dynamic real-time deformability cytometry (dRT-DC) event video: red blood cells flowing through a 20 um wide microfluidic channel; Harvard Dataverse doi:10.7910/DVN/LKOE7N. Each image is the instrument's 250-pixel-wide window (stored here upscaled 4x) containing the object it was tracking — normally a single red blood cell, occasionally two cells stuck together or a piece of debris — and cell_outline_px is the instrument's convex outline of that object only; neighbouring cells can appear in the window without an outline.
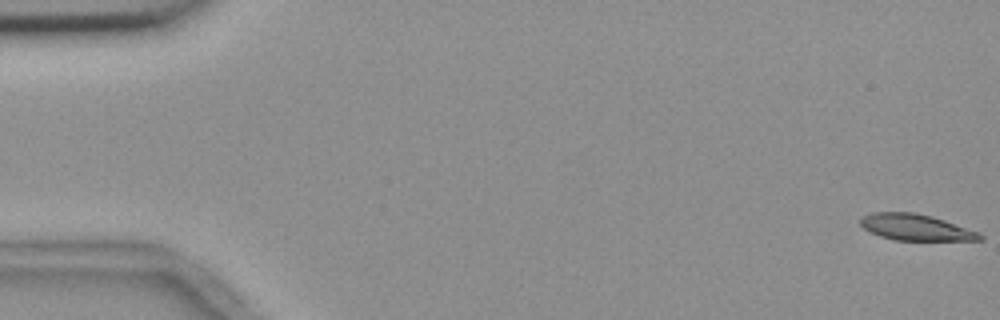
{"species": "common noctule bat (a hibernating species)", "species_latin": "Nyctalus noctula", "temperature_condition": "room temperature", "stored_images_in_passage": 10, "camera_frame_rate_fps": 3000, "um_per_image_px": 0.085, "animal": {"sex": "female", "body_mass_g": 18.4}, "frame": {"image": 1, "passage_image": 1, "time_ms": 0.0, "image_size_px": [1000, 320], "cell_outline_px": [[984, 240], [896, 240], [880, 236], [864, 228], [860, 224], [860, 220], [864, 216], [872, 212], [912, 212], [932, 216], [980, 232], [984, 236]], "centroid_in_image_um": [77.87, 19.32], "position_along_channel_um": 7.1, "area_um2": 18.15}}